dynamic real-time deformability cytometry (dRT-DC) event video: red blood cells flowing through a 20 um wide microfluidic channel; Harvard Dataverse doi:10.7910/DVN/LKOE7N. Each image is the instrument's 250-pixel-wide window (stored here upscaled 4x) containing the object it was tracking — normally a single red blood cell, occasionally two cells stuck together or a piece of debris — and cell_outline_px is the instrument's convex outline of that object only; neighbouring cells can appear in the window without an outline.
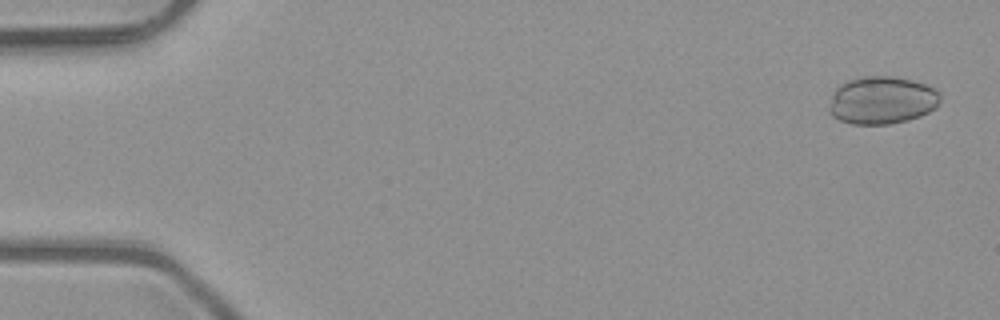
{"species": "common noctule bat (a hibernating species)", "species_latin": "Nyctalus noctula", "temperature_condition": "room temperature", "stored_images_in_passage": 4, "camera_frame_rate_fps": 3000, "um_per_image_px": 0.085, "animal": {"sex": "male", "body_mass_g": 23.1, "forearm_length_mm": 52.7}, "frame": {"image": 1, "passage_image": 1, "time_ms": 0.0, "image_size_px": [1000, 320], "cell_outline_px": [[940, 100], [936, 108], [920, 116], [908, 120], [888, 124], [852, 124], [840, 120], [832, 116], [828, 112], [828, 108], [832, 96], [836, 88], [840, 84], [848, 80], [864, 76], [896, 76], [912, 80], [936, 88], [940, 92]], "centroid_in_image_um": [74.97, 8.52], "position_along_channel_um": 10.0, "area_um2": 31.15}}